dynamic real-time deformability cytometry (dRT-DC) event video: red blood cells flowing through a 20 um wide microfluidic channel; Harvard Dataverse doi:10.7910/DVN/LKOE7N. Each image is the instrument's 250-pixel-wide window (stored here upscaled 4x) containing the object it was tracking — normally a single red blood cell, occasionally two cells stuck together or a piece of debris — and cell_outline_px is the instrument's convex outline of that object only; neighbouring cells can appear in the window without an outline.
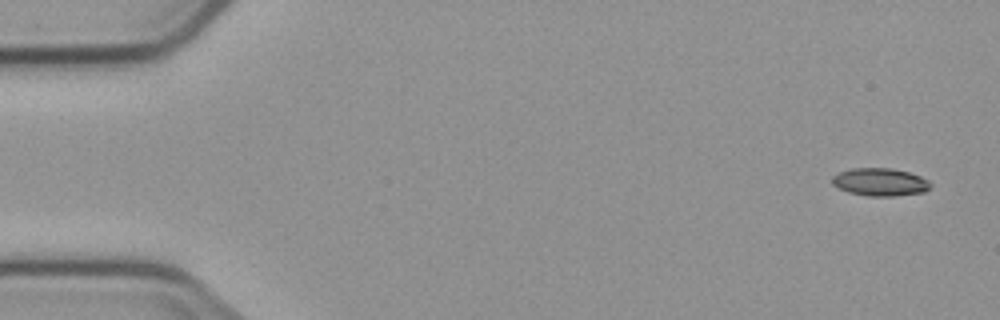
{"species": "common noctule bat (a hibernating species)", "species_latin": "Nyctalus noctula", "temperature_condition": "cold", "stored_images_in_passage": 6, "camera_frame_rate_fps": 3000, "um_per_image_px": 0.085, "animal": {"sex": "male", "body_mass_g": 23.1, "forearm_length_mm": 52.7}, "frame": {"image": 1, "passage_image": 1, "time_ms": 0.0, "image_size_px": [1000, 320], "cell_outline_px": [[932, 184], [924, 192], [896, 196], [868, 196], [848, 192], [832, 184], [832, 176], [840, 172], [852, 168], [892, 168], [908, 172], [920, 176], [928, 180]], "centroid_in_image_um": [74.81, 15.47], "position_along_channel_um": 10.2, "area_um2": 15.9}}
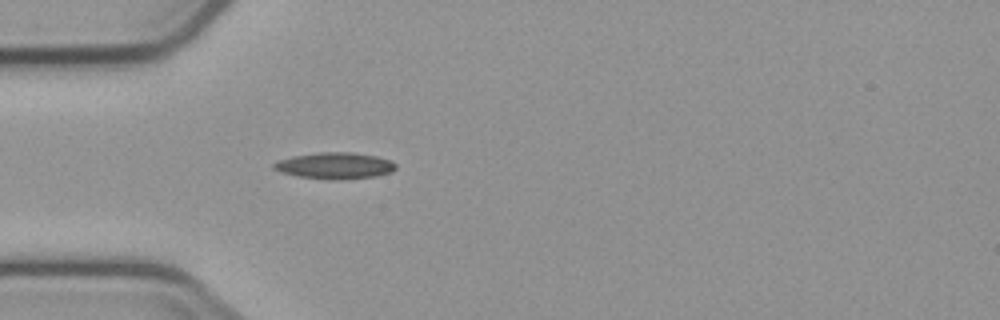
{"frame": {"image": 2, "passage_image": 5, "time_ms": 4.667, "image_size_px": [1000, 320], "cell_outline_px": [[396, 168], [392, 172], [376, 176], [332, 180], [300, 176], [284, 172], [272, 168], [272, 164], [280, 160], [292, 156], [320, 152], [352, 152], [376, 156], [388, 160], [396, 164]], "centroid_in_image_um": [28.49, 14.07], "position_along_channel_um": 56.5, "area_um2": 18.5}}